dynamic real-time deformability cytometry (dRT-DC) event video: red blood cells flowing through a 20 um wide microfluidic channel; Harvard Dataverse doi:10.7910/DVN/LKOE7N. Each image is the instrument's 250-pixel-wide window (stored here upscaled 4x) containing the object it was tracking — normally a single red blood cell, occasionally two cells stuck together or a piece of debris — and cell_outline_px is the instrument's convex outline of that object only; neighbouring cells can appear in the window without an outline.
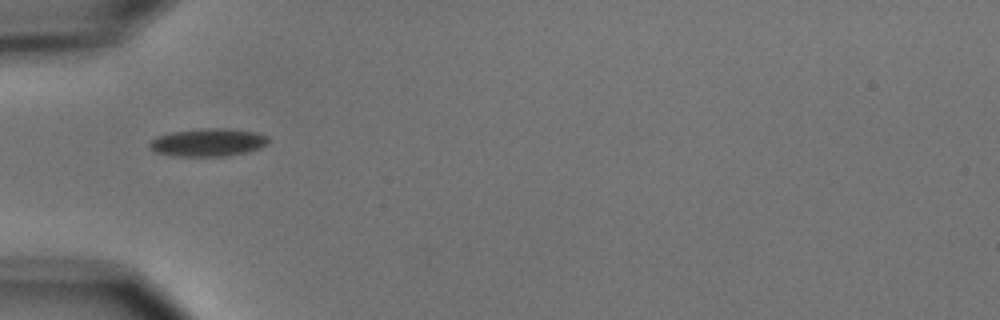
{"species": "common noctule bat (a hibernating species)", "species_latin": "Nyctalus noctula", "temperature_condition": "cold", "stored_images_in_passage": 5, "camera_frame_rate_fps": 3000, "um_per_image_px": 0.085, "animal": {"sex": "male", "body_mass_g": 15.6}, "frame": {"image": 1, "passage_image": 1, "time_ms": 0.0, "image_size_px": [1000, 320], "cell_outline_px": [[268, 144], [260, 148], [248, 152], [224, 156], [172, 156], [156, 152], [148, 148], [148, 144], [156, 136], [172, 132], [200, 128], [228, 128], [256, 132], [268, 136]], "centroid_in_image_um": [17.68, 12.1], "position_along_channel_um": 67.3, "area_um2": 19.54}}
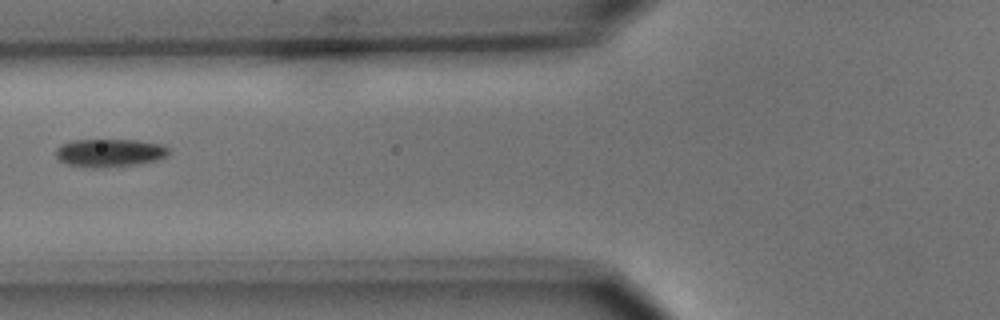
{"frame": {"image": 2, "passage_image": 2, "time_ms": 1.333, "image_size_px": [1000, 320], "cell_outline_px": [[168, 156], [156, 160], [140, 164], [108, 168], [84, 168], [68, 164], [60, 160], [56, 156], [56, 148], [60, 144], [72, 140], [136, 140], [160, 144], [168, 148]], "centroid_in_image_um": [9.29, 13.01], "position_along_channel_um": 116.5, "area_um2": 18.73}}